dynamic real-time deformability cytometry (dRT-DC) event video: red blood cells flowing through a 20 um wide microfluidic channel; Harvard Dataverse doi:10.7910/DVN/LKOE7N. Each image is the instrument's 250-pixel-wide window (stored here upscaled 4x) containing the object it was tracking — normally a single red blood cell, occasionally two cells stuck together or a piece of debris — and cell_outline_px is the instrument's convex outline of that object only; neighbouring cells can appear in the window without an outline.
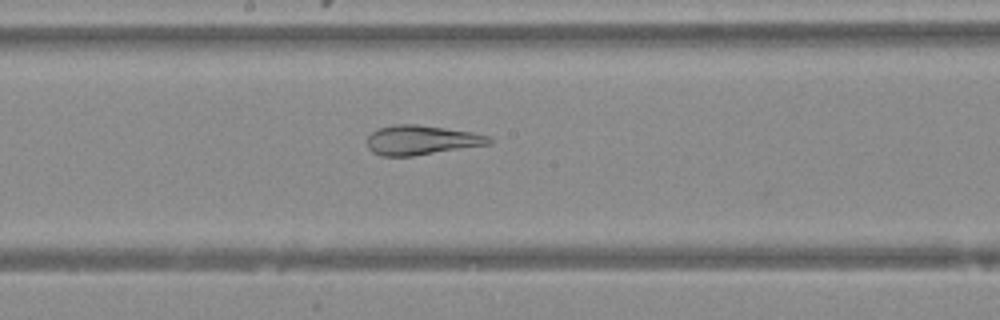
{"species": "Egyptian fruit bat (a non-hibernating species)", "species_latin": "Rousettus aegyptiacus", "temperature_condition": "warm", "stored_images_in_passage": 34, "camera_frame_rate_fps": 3000, "um_per_image_px": 0.085, "animal": {"sex": "female"}, "frame": {"image": 1, "passage_image": 12, "time_ms": 3.667, "image_size_px": [1000, 320], "cell_outline_px": [[492, 144], [412, 156], [384, 156], [372, 152], [368, 148], [368, 136], [376, 128], [396, 124], [416, 124], [472, 132], [488, 136], [492, 140]], "centroid_in_image_um": [35.81, 11.9], "position_along_channel_um": 212.4, "area_um2": 20.92}}
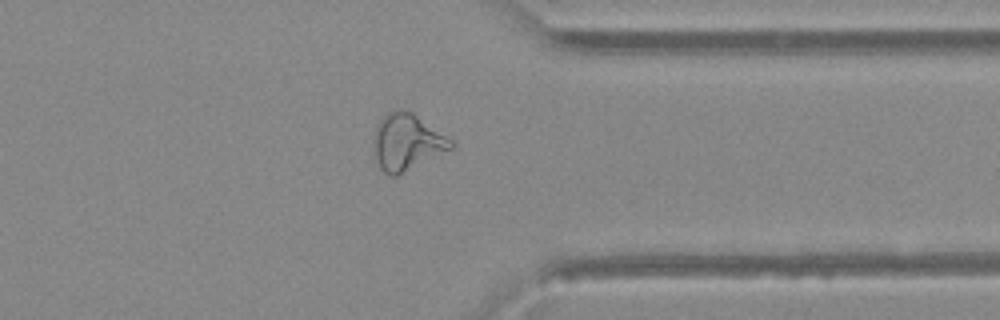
{"frame": {"image": 2, "passage_image": 24, "time_ms": 7.667, "image_size_px": [1000, 320], "cell_outline_px": [[456, 144], [452, 148], [396, 176], [388, 176], [380, 168], [372, 152], [372, 136], [376, 124], [388, 112], [396, 108], [400, 108], [412, 112], [452, 140]], "centroid_in_image_um": [34.52, 12.07], "position_along_channel_um": 376.9, "area_um2": 25.61}}
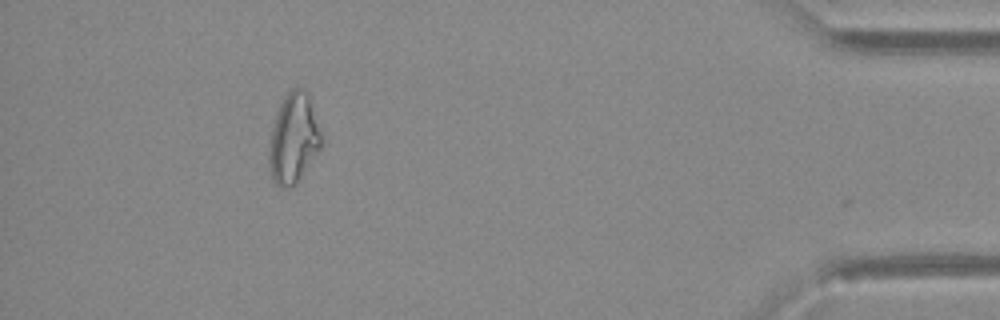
{"frame": {"image": 3, "passage_image": 30, "time_ms": 9.667, "image_size_px": [1000, 320], "cell_outline_px": [[320, 148], [296, 184], [288, 188], [276, 184], [272, 180], [268, 160], [268, 152], [272, 128], [276, 112], [284, 96], [292, 88], [304, 88], [308, 92], [320, 132]], "centroid_in_image_um": [24.92, 11.76], "position_along_channel_um": 410.3, "area_um2": 27.05}}